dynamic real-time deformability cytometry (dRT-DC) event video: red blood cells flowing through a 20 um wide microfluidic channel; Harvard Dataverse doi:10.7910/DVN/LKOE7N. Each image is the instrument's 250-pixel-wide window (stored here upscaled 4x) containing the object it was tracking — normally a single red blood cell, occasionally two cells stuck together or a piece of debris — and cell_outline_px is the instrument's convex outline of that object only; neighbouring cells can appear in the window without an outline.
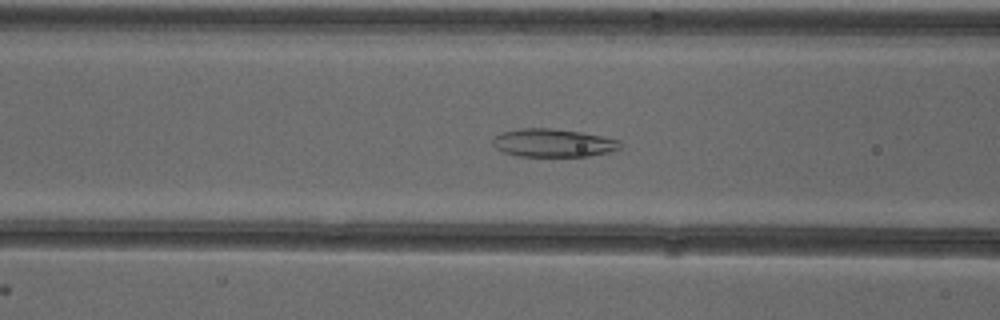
{"species": "common noctule bat (a hibernating species)", "species_latin": "Nyctalus noctula", "temperature_condition": "cold", "stored_images_in_passage": 54, "camera_frame_rate_fps": 3000, "um_per_image_px": 0.085, "animal": {"sex": "female"}, "frame": {"image": 1, "passage_image": 22, "time_ms": 7.0, "image_size_px": [1000, 320], "cell_outline_px": [[620, 148], [608, 152], [588, 156], [516, 156], [504, 152], [496, 148], [492, 144], [492, 140], [496, 136], [504, 132], [520, 128], [552, 128], [580, 132], [620, 140]], "centroid_in_image_um": [46.99, 12.15], "position_along_channel_um": 119.6, "area_um2": 20.69}}
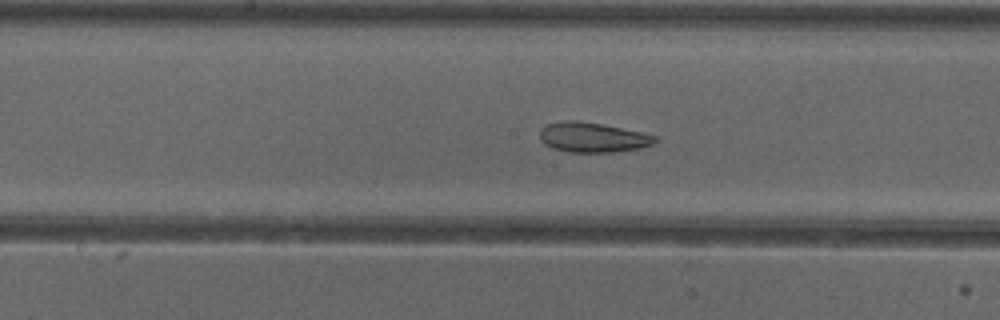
{"frame": {"image": 2, "passage_image": 28, "time_ms": 9.0, "image_size_px": [1000, 320], "cell_outline_px": [[660, 140], [652, 144], [640, 148], [612, 152], [568, 152], [552, 148], [544, 144], [540, 140], [540, 128], [548, 124], [564, 120], [576, 120], [600, 124], [640, 132], [656, 136]], "centroid_in_image_um": [50.35, 11.68], "position_along_channel_um": 197.9, "area_um2": 20.0}}
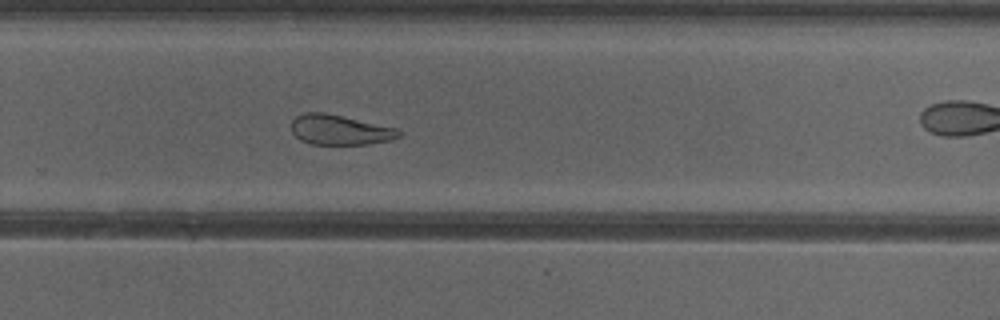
{"frame": {"image": 3, "passage_image": 36, "time_ms": 11.667, "image_size_px": [1000, 320], "cell_outline_px": [[404, 132], [400, 136], [392, 140], [368, 144], [308, 144], [300, 140], [292, 132], [292, 120], [296, 116], [304, 112], [324, 112], [400, 128]], "centroid_in_image_um": [28.93, 11.03], "position_along_channel_um": 300.9, "area_um2": 19.13}, "authors_computed_cell_mechanics": {"area_um2": 24.7095, "velocity_mm_per_s": 3.9015, "shape_relaxation_time_tau1_ms": null, "shape_relaxation_time_tau2_ms": 3.4615, "deformation_change_tau1": null, "deformation_change_tau2": 0.1098}}